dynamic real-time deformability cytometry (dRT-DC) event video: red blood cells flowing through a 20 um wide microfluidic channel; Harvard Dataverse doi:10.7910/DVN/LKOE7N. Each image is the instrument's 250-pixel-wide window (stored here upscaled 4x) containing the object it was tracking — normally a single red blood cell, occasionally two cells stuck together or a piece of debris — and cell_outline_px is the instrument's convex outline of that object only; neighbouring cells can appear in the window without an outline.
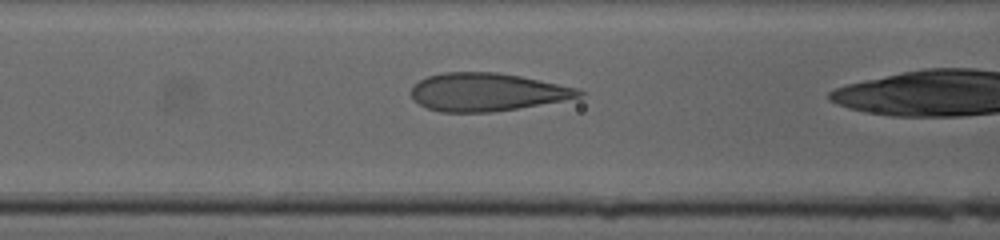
{"species": "human", "species_latin": "Homo sapiens", "temperature_condition": "cold", "stored_images_in_passage": 41, "camera_frame_rate_fps": 3000, "um_per_image_px": 0.085, "donor": {"sex": "female"}, "frame": {"image": 1, "passage_image": 21, "time_ms": 6.667, "image_size_px": [1000, 240], "cell_outline_px": [[584, 96], [564, 100], [492, 112], [440, 112], [428, 108], [420, 104], [412, 96], [412, 88], [420, 80], [428, 76], [444, 72], [496, 72], [520, 76], [576, 88], [584, 92]], "centroid_in_image_um": [41.38, 7.82], "position_along_channel_um": 125.2, "area_um2": 36.65}}
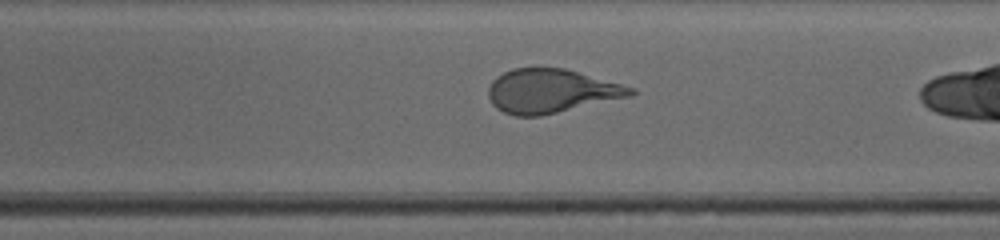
{"frame": {"image": 2, "passage_image": 30, "time_ms": 9.667, "image_size_px": [1000, 240], "cell_outline_px": [[636, 92], [632, 96], [540, 116], [516, 116], [504, 112], [496, 108], [492, 104], [488, 96], [488, 88], [492, 80], [496, 76], [512, 68], [564, 68], [636, 88]], "centroid_in_image_um": [46.83, 7.74], "position_along_channel_um": 242.2, "area_um2": 36.36}}
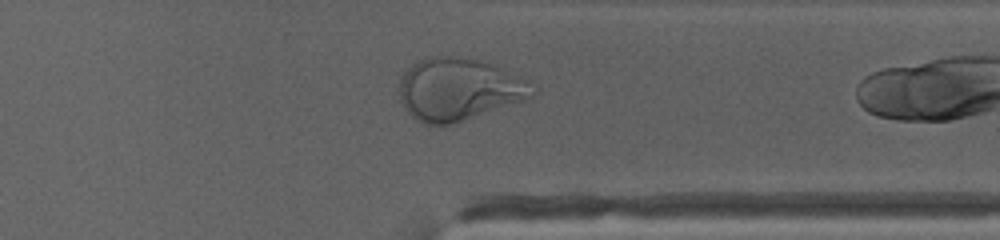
{"frame": {"image": 3, "passage_image": 40, "time_ms": 13.0, "image_size_px": [1000, 240], "cell_outline_px": [[536, 96], [452, 124], [424, 124], [416, 120], [408, 112], [400, 100], [400, 80], [404, 72], [412, 64], [428, 56], [448, 56], [476, 60], [492, 64], [520, 76], [536, 88]], "centroid_in_image_um": [38.99, 7.59], "position_along_channel_um": 372.4, "area_um2": 48.03}}